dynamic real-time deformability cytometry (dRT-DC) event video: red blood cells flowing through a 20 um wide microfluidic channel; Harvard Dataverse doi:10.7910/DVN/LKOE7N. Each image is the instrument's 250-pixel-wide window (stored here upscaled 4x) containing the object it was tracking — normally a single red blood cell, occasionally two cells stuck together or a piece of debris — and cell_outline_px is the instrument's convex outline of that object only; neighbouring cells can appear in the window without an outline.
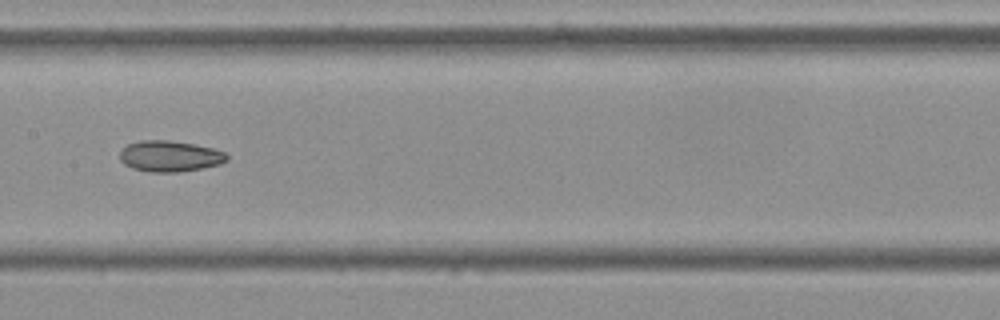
{"species": "Egyptian fruit bat (a non-hibernating species)", "species_latin": "Rousettus aegyptiacus", "temperature_condition": "cold", "stored_images_in_passage": 14, "camera_frame_rate_fps": 3000, "um_per_image_px": 0.085, "frame": {"image": 1, "passage_image": 7, "time_ms": 2.0, "image_size_px": [1000, 320], "cell_outline_px": [[228, 160], [220, 164], [180, 172], [148, 172], [132, 168], [124, 164], [120, 160], [120, 152], [128, 144], [140, 140], [168, 140], [192, 144], [212, 148], [224, 152], [228, 156]], "centroid_in_image_um": [14.42, 13.28], "position_along_channel_um": 193.0, "area_um2": 19.25}}
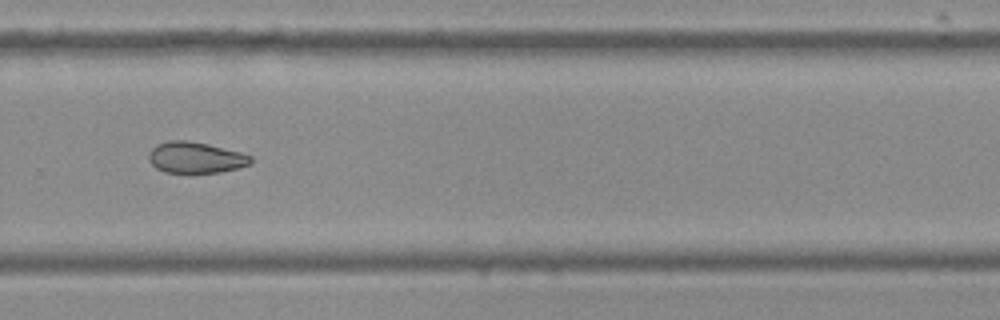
{"frame": {"image": 2, "passage_image": 10, "time_ms": 3.0, "image_size_px": [1000, 320], "cell_outline_px": [[252, 164], [220, 172], [164, 172], [156, 168], [148, 160], [148, 156], [152, 148], [156, 144], [168, 140], [188, 140], [208, 144], [240, 152], [252, 156]], "centroid_in_image_um": [16.61, 13.38], "position_along_channel_um": 313.2, "area_um2": 18.5}}
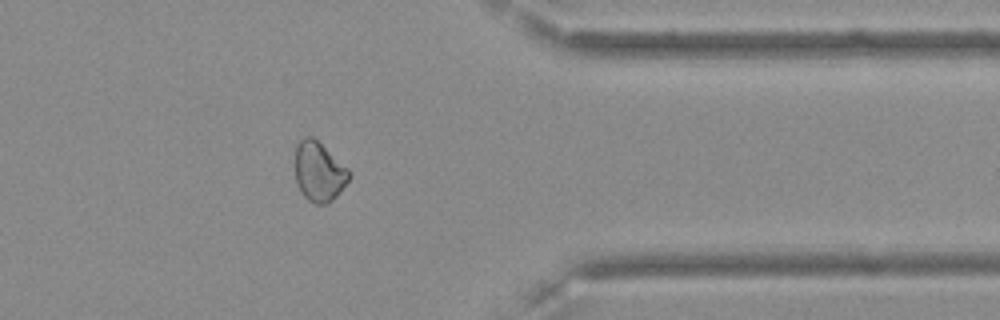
{"frame": {"image": 3, "passage_image": 12, "time_ms": 3.667, "image_size_px": [1000, 320], "cell_outline_px": [[352, 176], [336, 196], [328, 204], [316, 204], [308, 200], [300, 192], [296, 184], [296, 144], [304, 136], [312, 136], [348, 168]], "centroid_in_image_um": [27.11, 14.6], "position_along_channel_um": 384.3, "area_um2": 18.73}}